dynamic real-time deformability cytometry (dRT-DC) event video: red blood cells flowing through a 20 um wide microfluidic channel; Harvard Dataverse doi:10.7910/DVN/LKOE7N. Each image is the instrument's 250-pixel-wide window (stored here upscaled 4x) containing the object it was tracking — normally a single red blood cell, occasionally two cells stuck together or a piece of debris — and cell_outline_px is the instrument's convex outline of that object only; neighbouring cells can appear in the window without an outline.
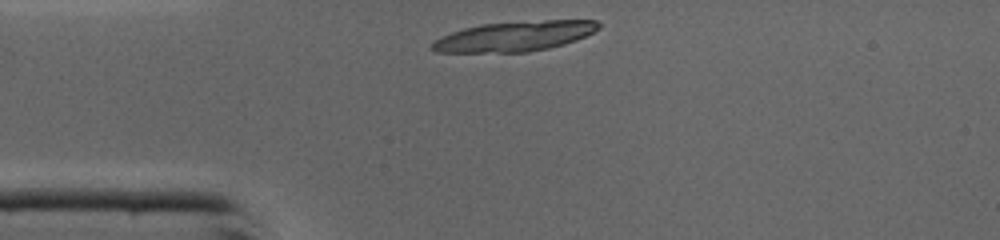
{"species": "common noctule bat (a hibernating species)", "species_latin": "Nyctalus noctula", "temperature_condition": "cold", "stored_images_in_passage": 27, "camera_frame_rate_fps": 3000, "um_per_image_px": 0.085, "animal": {"sex": "male", "body_mass_g": 19.0, "forearm_length_mm": 50.8}, "frame": {"image": 1, "passage_image": 1, "time_ms": 0.0, "image_size_px": [1000, 240], "cell_outline_px": [[600, 28], [576, 40], [564, 44], [548, 48], [528, 52], [436, 52], [428, 48], [436, 40], [452, 32], [464, 28], [480, 24], [544, 20], [596, 20], [600, 24]], "centroid_in_image_um": [43.74, 3.08], "position_along_channel_um": 41.3, "area_um2": 28.9}}
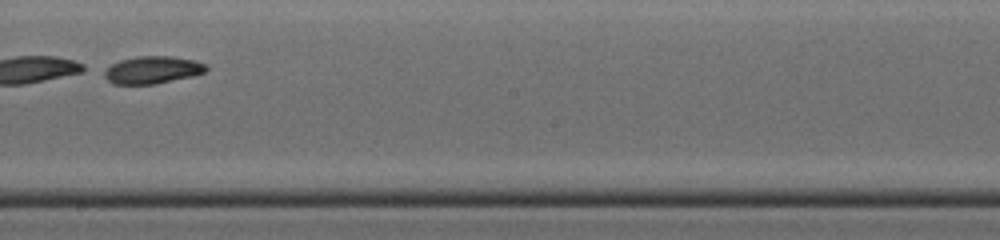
{"frame": {"image": 2, "passage_image": 16, "time_ms": 5.0, "image_size_px": [1000, 240], "cell_outline_px": [[208, 68], [204, 72], [192, 76], [156, 84], [112, 84], [104, 76], [104, 72], [112, 64], [120, 60], [136, 56], [172, 56], [192, 60], [204, 64]], "centroid_in_image_um": [12.94, 5.94], "position_along_channel_um": 235.3, "area_um2": 16.13}}